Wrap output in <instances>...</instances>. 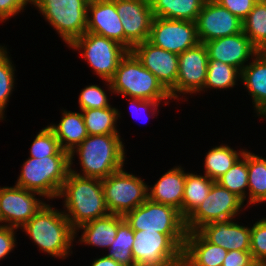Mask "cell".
<instances>
[{"label": "cell", "mask_w": 266, "mask_h": 266, "mask_svg": "<svg viewBox=\"0 0 266 266\" xmlns=\"http://www.w3.org/2000/svg\"><path fill=\"white\" fill-rule=\"evenodd\" d=\"M134 231H156L163 234H187L185 219L179 210L170 205L147 199L143 204L124 215Z\"/></svg>", "instance_id": "obj_10"}, {"label": "cell", "mask_w": 266, "mask_h": 266, "mask_svg": "<svg viewBox=\"0 0 266 266\" xmlns=\"http://www.w3.org/2000/svg\"><path fill=\"white\" fill-rule=\"evenodd\" d=\"M131 51L168 92L176 85L178 54L159 48L148 40L135 45Z\"/></svg>", "instance_id": "obj_17"}, {"label": "cell", "mask_w": 266, "mask_h": 266, "mask_svg": "<svg viewBox=\"0 0 266 266\" xmlns=\"http://www.w3.org/2000/svg\"><path fill=\"white\" fill-rule=\"evenodd\" d=\"M245 151L242 149L238 152L223 144L212 148L205 156V175L213 181H217L235 164Z\"/></svg>", "instance_id": "obj_29"}, {"label": "cell", "mask_w": 266, "mask_h": 266, "mask_svg": "<svg viewBox=\"0 0 266 266\" xmlns=\"http://www.w3.org/2000/svg\"><path fill=\"white\" fill-rule=\"evenodd\" d=\"M204 44L208 50L209 60L221 61L240 71L247 65L249 59H253L260 52L243 31Z\"/></svg>", "instance_id": "obj_18"}, {"label": "cell", "mask_w": 266, "mask_h": 266, "mask_svg": "<svg viewBox=\"0 0 266 266\" xmlns=\"http://www.w3.org/2000/svg\"><path fill=\"white\" fill-rule=\"evenodd\" d=\"M116 11L124 29V47L131 51L148 40L154 18L149 0H116Z\"/></svg>", "instance_id": "obj_15"}, {"label": "cell", "mask_w": 266, "mask_h": 266, "mask_svg": "<svg viewBox=\"0 0 266 266\" xmlns=\"http://www.w3.org/2000/svg\"><path fill=\"white\" fill-rule=\"evenodd\" d=\"M243 205L238 196L215 181L208 196L185 220L186 230L197 231L214 221L234 219L242 211Z\"/></svg>", "instance_id": "obj_11"}, {"label": "cell", "mask_w": 266, "mask_h": 266, "mask_svg": "<svg viewBox=\"0 0 266 266\" xmlns=\"http://www.w3.org/2000/svg\"><path fill=\"white\" fill-rule=\"evenodd\" d=\"M132 256L136 266H182L186 234L134 231Z\"/></svg>", "instance_id": "obj_6"}, {"label": "cell", "mask_w": 266, "mask_h": 266, "mask_svg": "<svg viewBox=\"0 0 266 266\" xmlns=\"http://www.w3.org/2000/svg\"><path fill=\"white\" fill-rule=\"evenodd\" d=\"M69 171L70 156L28 157L16 185L52 200L58 198Z\"/></svg>", "instance_id": "obj_5"}, {"label": "cell", "mask_w": 266, "mask_h": 266, "mask_svg": "<svg viewBox=\"0 0 266 266\" xmlns=\"http://www.w3.org/2000/svg\"><path fill=\"white\" fill-rule=\"evenodd\" d=\"M91 266H124L114 261L110 256L104 255L103 257L95 259Z\"/></svg>", "instance_id": "obj_44"}, {"label": "cell", "mask_w": 266, "mask_h": 266, "mask_svg": "<svg viewBox=\"0 0 266 266\" xmlns=\"http://www.w3.org/2000/svg\"><path fill=\"white\" fill-rule=\"evenodd\" d=\"M109 213L125 215L148 199V185L123 168L101 180Z\"/></svg>", "instance_id": "obj_9"}, {"label": "cell", "mask_w": 266, "mask_h": 266, "mask_svg": "<svg viewBox=\"0 0 266 266\" xmlns=\"http://www.w3.org/2000/svg\"><path fill=\"white\" fill-rule=\"evenodd\" d=\"M240 20H244L256 4L254 0H215Z\"/></svg>", "instance_id": "obj_39"}, {"label": "cell", "mask_w": 266, "mask_h": 266, "mask_svg": "<svg viewBox=\"0 0 266 266\" xmlns=\"http://www.w3.org/2000/svg\"><path fill=\"white\" fill-rule=\"evenodd\" d=\"M69 47L81 50V57L87 60L94 73L103 81L113 77L118 64L129 51L115 40L91 32H85Z\"/></svg>", "instance_id": "obj_8"}, {"label": "cell", "mask_w": 266, "mask_h": 266, "mask_svg": "<svg viewBox=\"0 0 266 266\" xmlns=\"http://www.w3.org/2000/svg\"><path fill=\"white\" fill-rule=\"evenodd\" d=\"M233 219L205 224L197 231L210 243L227 251H250L251 227H245Z\"/></svg>", "instance_id": "obj_19"}, {"label": "cell", "mask_w": 266, "mask_h": 266, "mask_svg": "<svg viewBox=\"0 0 266 266\" xmlns=\"http://www.w3.org/2000/svg\"><path fill=\"white\" fill-rule=\"evenodd\" d=\"M241 77V71L218 60H209L207 77L204 88L227 89L233 88Z\"/></svg>", "instance_id": "obj_34"}, {"label": "cell", "mask_w": 266, "mask_h": 266, "mask_svg": "<svg viewBox=\"0 0 266 266\" xmlns=\"http://www.w3.org/2000/svg\"><path fill=\"white\" fill-rule=\"evenodd\" d=\"M134 240V230L124 219L118 225L115 241L110 245L107 255L124 266H136L132 256Z\"/></svg>", "instance_id": "obj_33"}, {"label": "cell", "mask_w": 266, "mask_h": 266, "mask_svg": "<svg viewBox=\"0 0 266 266\" xmlns=\"http://www.w3.org/2000/svg\"><path fill=\"white\" fill-rule=\"evenodd\" d=\"M27 4L25 0H0V21H6L9 17L21 13Z\"/></svg>", "instance_id": "obj_42"}, {"label": "cell", "mask_w": 266, "mask_h": 266, "mask_svg": "<svg viewBox=\"0 0 266 266\" xmlns=\"http://www.w3.org/2000/svg\"><path fill=\"white\" fill-rule=\"evenodd\" d=\"M104 81L107 83L108 90H111V94L159 103L162 100L171 99L169 92L156 76L142 65L132 51H128L122 58L113 77Z\"/></svg>", "instance_id": "obj_4"}, {"label": "cell", "mask_w": 266, "mask_h": 266, "mask_svg": "<svg viewBox=\"0 0 266 266\" xmlns=\"http://www.w3.org/2000/svg\"><path fill=\"white\" fill-rule=\"evenodd\" d=\"M86 32L115 40L124 46V29L116 11V0L88 6Z\"/></svg>", "instance_id": "obj_20"}, {"label": "cell", "mask_w": 266, "mask_h": 266, "mask_svg": "<svg viewBox=\"0 0 266 266\" xmlns=\"http://www.w3.org/2000/svg\"><path fill=\"white\" fill-rule=\"evenodd\" d=\"M123 220V215L109 213L106 216L80 225L75 230V237H77V231L83 229L81 238H79L80 243L109 249L110 245L115 241L118 225Z\"/></svg>", "instance_id": "obj_24"}, {"label": "cell", "mask_w": 266, "mask_h": 266, "mask_svg": "<svg viewBox=\"0 0 266 266\" xmlns=\"http://www.w3.org/2000/svg\"><path fill=\"white\" fill-rule=\"evenodd\" d=\"M208 62V50L204 43L199 42L179 54L176 85L169 91L171 99L179 100L181 94L191 95L202 91L206 82Z\"/></svg>", "instance_id": "obj_12"}, {"label": "cell", "mask_w": 266, "mask_h": 266, "mask_svg": "<svg viewBox=\"0 0 266 266\" xmlns=\"http://www.w3.org/2000/svg\"><path fill=\"white\" fill-rule=\"evenodd\" d=\"M250 231V253L256 263L266 264V218L253 224Z\"/></svg>", "instance_id": "obj_37"}, {"label": "cell", "mask_w": 266, "mask_h": 266, "mask_svg": "<svg viewBox=\"0 0 266 266\" xmlns=\"http://www.w3.org/2000/svg\"><path fill=\"white\" fill-rule=\"evenodd\" d=\"M21 229L41 251L52 257L65 259L72 254L75 230L64 212L54 209L49 204L45 203Z\"/></svg>", "instance_id": "obj_3"}, {"label": "cell", "mask_w": 266, "mask_h": 266, "mask_svg": "<svg viewBox=\"0 0 266 266\" xmlns=\"http://www.w3.org/2000/svg\"><path fill=\"white\" fill-rule=\"evenodd\" d=\"M27 3H29V4H33V2H34V0H25Z\"/></svg>", "instance_id": "obj_48"}, {"label": "cell", "mask_w": 266, "mask_h": 266, "mask_svg": "<svg viewBox=\"0 0 266 266\" xmlns=\"http://www.w3.org/2000/svg\"><path fill=\"white\" fill-rule=\"evenodd\" d=\"M111 1H114V0H84L85 4L87 6L92 5V4L111 2Z\"/></svg>", "instance_id": "obj_45"}, {"label": "cell", "mask_w": 266, "mask_h": 266, "mask_svg": "<svg viewBox=\"0 0 266 266\" xmlns=\"http://www.w3.org/2000/svg\"><path fill=\"white\" fill-rule=\"evenodd\" d=\"M81 112L88 135L119 134L116 124L121 114L115 107L87 109Z\"/></svg>", "instance_id": "obj_28"}, {"label": "cell", "mask_w": 266, "mask_h": 266, "mask_svg": "<svg viewBox=\"0 0 266 266\" xmlns=\"http://www.w3.org/2000/svg\"><path fill=\"white\" fill-rule=\"evenodd\" d=\"M242 24L252 44L259 51H266V3H256Z\"/></svg>", "instance_id": "obj_32"}, {"label": "cell", "mask_w": 266, "mask_h": 266, "mask_svg": "<svg viewBox=\"0 0 266 266\" xmlns=\"http://www.w3.org/2000/svg\"><path fill=\"white\" fill-rule=\"evenodd\" d=\"M216 182L244 202L248 194L246 191L248 188V151H245L235 164Z\"/></svg>", "instance_id": "obj_31"}, {"label": "cell", "mask_w": 266, "mask_h": 266, "mask_svg": "<svg viewBox=\"0 0 266 266\" xmlns=\"http://www.w3.org/2000/svg\"><path fill=\"white\" fill-rule=\"evenodd\" d=\"M59 197H64L63 206L66 210L63 212L74 230L109 214L100 179L79 176L69 171Z\"/></svg>", "instance_id": "obj_1"}, {"label": "cell", "mask_w": 266, "mask_h": 266, "mask_svg": "<svg viewBox=\"0 0 266 266\" xmlns=\"http://www.w3.org/2000/svg\"><path fill=\"white\" fill-rule=\"evenodd\" d=\"M36 195L42 196L17 185L0 187V223L17 229L22 227L46 203Z\"/></svg>", "instance_id": "obj_14"}, {"label": "cell", "mask_w": 266, "mask_h": 266, "mask_svg": "<svg viewBox=\"0 0 266 266\" xmlns=\"http://www.w3.org/2000/svg\"><path fill=\"white\" fill-rule=\"evenodd\" d=\"M78 101L81 111L111 106L105 91L98 85H89L82 89Z\"/></svg>", "instance_id": "obj_38"}, {"label": "cell", "mask_w": 266, "mask_h": 266, "mask_svg": "<svg viewBox=\"0 0 266 266\" xmlns=\"http://www.w3.org/2000/svg\"><path fill=\"white\" fill-rule=\"evenodd\" d=\"M200 43L238 34L243 31L242 20L215 0H206L196 20Z\"/></svg>", "instance_id": "obj_16"}, {"label": "cell", "mask_w": 266, "mask_h": 266, "mask_svg": "<svg viewBox=\"0 0 266 266\" xmlns=\"http://www.w3.org/2000/svg\"><path fill=\"white\" fill-rule=\"evenodd\" d=\"M16 229L0 224V260L6 257L16 246Z\"/></svg>", "instance_id": "obj_40"}, {"label": "cell", "mask_w": 266, "mask_h": 266, "mask_svg": "<svg viewBox=\"0 0 266 266\" xmlns=\"http://www.w3.org/2000/svg\"><path fill=\"white\" fill-rule=\"evenodd\" d=\"M214 182L205 174L202 176L190 172L186 173L181 207V216L185 220L208 196Z\"/></svg>", "instance_id": "obj_27"}, {"label": "cell", "mask_w": 266, "mask_h": 266, "mask_svg": "<svg viewBox=\"0 0 266 266\" xmlns=\"http://www.w3.org/2000/svg\"><path fill=\"white\" fill-rule=\"evenodd\" d=\"M125 153L120 134L88 135L70 152V171L79 176L102 180L123 168ZM75 154L79 156L82 174L71 168Z\"/></svg>", "instance_id": "obj_2"}, {"label": "cell", "mask_w": 266, "mask_h": 266, "mask_svg": "<svg viewBox=\"0 0 266 266\" xmlns=\"http://www.w3.org/2000/svg\"><path fill=\"white\" fill-rule=\"evenodd\" d=\"M255 3H266V0H254Z\"/></svg>", "instance_id": "obj_46"}, {"label": "cell", "mask_w": 266, "mask_h": 266, "mask_svg": "<svg viewBox=\"0 0 266 266\" xmlns=\"http://www.w3.org/2000/svg\"><path fill=\"white\" fill-rule=\"evenodd\" d=\"M241 70V82L252 97L258 116L266 113V51H260ZM249 64V65H248Z\"/></svg>", "instance_id": "obj_23"}, {"label": "cell", "mask_w": 266, "mask_h": 266, "mask_svg": "<svg viewBox=\"0 0 266 266\" xmlns=\"http://www.w3.org/2000/svg\"><path fill=\"white\" fill-rule=\"evenodd\" d=\"M47 156H70L62 150L54 132L47 126L44 127L31 144L30 157L42 158Z\"/></svg>", "instance_id": "obj_36"}, {"label": "cell", "mask_w": 266, "mask_h": 266, "mask_svg": "<svg viewBox=\"0 0 266 266\" xmlns=\"http://www.w3.org/2000/svg\"><path fill=\"white\" fill-rule=\"evenodd\" d=\"M148 41L179 55L199 43L196 22L154 17Z\"/></svg>", "instance_id": "obj_13"}, {"label": "cell", "mask_w": 266, "mask_h": 266, "mask_svg": "<svg viewBox=\"0 0 266 266\" xmlns=\"http://www.w3.org/2000/svg\"><path fill=\"white\" fill-rule=\"evenodd\" d=\"M129 99H131L130 103L132 105L130 106L133 107V109H131L133 112L131 113L132 115L134 114L136 116H138L139 111L141 112L142 109L144 111H147L149 109L150 112H152V113L149 112V114L155 115L156 110H158L157 107L160 105L159 102L153 100H142L137 98H129Z\"/></svg>", "instance_id": "obj_43"}, {"label": "cell", "mask_w": 266, "mask_h": 266, "mask_svg": "<svg viewBox=\"0 0 266 266\" xmlns=\"http://www.w3.org/2000/svg\"><path fill=\"white\" fill-rule=\"evenodd\" d=\"M181 166H175L163 174L154 186H148V199L179 210L181 214L186 172Z\"/></svg>", "instance_id": "obj_22"}, {"label": "cell", "mask_w": 266, "mask_h": 266, "mask_svg": "<svg viewBox=\"0 0 266 266\" xmlns=\"http://www.w3.org/2000/svg\"><path fill=\"white\" fill-rule=\"evenodd\" d=\"M206 0H149L153 17L196 22Z\"/></svg>", "instance_id": "obj_26"}, {"label": "cell", "mask_w": 266, "mask_h": 266, "mask_svg": "<svg viewBox=\"0 0 266 266\" xmlns=\"http://www.w3.org/2000/svg\"><path fill=\"white\" fill-rule=\"evenodd\" d=\"M32 5L68 46L86 32L88 6L84 0H34Z\"/></svg>", "instance_id": "obj_7"}, {"label": "cell", "mask_w": 266, "mask_h": 266, "mask_svg": "<svg viewBox=\"0 0 266 266\" xmlns=\"http://www.w3.org/2000/svg\"><path fill=\"white\" fill-rule=\"evenodd\" d=\"M254 261L250 251H228L222 266H254Z\"/></svg>", "instance_id": "obj_41"}, {"label": "cell", "mask_w": 266, "mask_h": 266, "mask_svg": "<svg viewBox=\"0 0 266 266\" xmlns=\"http://www.w3.org/2000/svg\"><path fill=\"white\" fill-rule=\"evenodd\" d=\"M248 205L266 202V159L248 152Z\"/></svg>", "instance_id": "obj_30"}, {"label": "cell", "mask_w": 266, "mask_h": 266, "mask_svg": "<svg viewBox=\"0 0 266 266\" xmlns=\"http://www.w3.org/2000/svg\"><path fill=\"white\" fill-rule=\"evenodd\" d=\"M7 48L0 45V120L4 119V112L9 97L14 89L15 66L8 55Z\"/></svg>", "instance_id": "obj_35"}, {"label": "cell", "mask_w": 266, "mask_h": 266, "mask_svg": "<svg viewBox=\"0 0 266 266\" xmlns=\"http://www.w3.org/2000/svg\"><path fill=\"white\" fill-rule=\"evenodd\" d=\"M227 252L208 242L198 231H187L182 266H222Z\"/></svg>", "instance_id": "obj_21"}, {"label": "cell", "mask_w": 266, "mask_h": 266, "mask_svg": "<svg viewBox=\"0 0 266 266\" xmlns=\"http://www.w3.org/2000/svg\"><path fill=\"white\" fill-rule=\"evenodd\" d=\"M254 266H266V264L256 263Z\"/></svg>", "instance_id": "obj_47"}, {"label": "cell", "mask_w": 266, "mask_h": 266, "mask_svg": "<svg viewBox=\"0 0 266 266\" xmlns=\"http://www.w3.org/2000/svg\"><path fill=\"white\" fill-rule=\"evenodd\" d=\"M261 117H264V118L266 119V113H265V114H263Z\"/></svg>", "instance_id": "obj_49"}, {"label": "cell", "mask_w": 266, "mask_h": 266, "mask_svg": "<svg viewBox=\"0 0 266 266\" xmlns=\"http://www.w3.org/2000/svg\"><path fill=\"white\" fill-rule=\"evenodd\" d=\"M48 127L54 132L62 150L70 154L88 136L82 112L62 111L59 124Z\"/></svg>", "instance_id": "obj_25"}]
</instances>
